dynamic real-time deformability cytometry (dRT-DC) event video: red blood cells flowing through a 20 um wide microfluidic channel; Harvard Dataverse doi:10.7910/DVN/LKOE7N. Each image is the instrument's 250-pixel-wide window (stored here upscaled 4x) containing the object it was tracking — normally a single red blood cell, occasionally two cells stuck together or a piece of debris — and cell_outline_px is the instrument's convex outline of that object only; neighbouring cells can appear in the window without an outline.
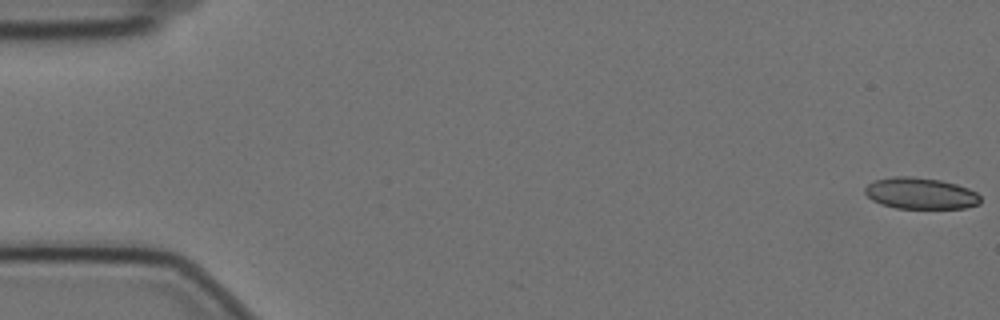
{"species": "Egyptian fruit bat (a non-hibernating species)", "species_latin": "Rousettus aegyptiacus", "temperature_condition": "cold", "stored_images_in_passage": 6, "camera_frame_rate_fps": 3000, "um_per_image_px": 0.085, "animal": {"sex": "female"}, "frame": {"image": 1, "passage_image": 1, "time_ms": 0.0, "image_size_px": [1000, 320], "cell_outline_px": [[980, 204], [964, 208], [896, 208], [880, 204], [872, 200], [864, 192], [864, 188], [868, 184], [876, 180], [896, 176], [912, 176], [940, 180], [956, 184], [968, 188], [976, 192], [980, 196]], "centroid_in_image_um": [78.24, 16.44], "position_along_channel_um": 6.8, "area_um2": 21.1}}